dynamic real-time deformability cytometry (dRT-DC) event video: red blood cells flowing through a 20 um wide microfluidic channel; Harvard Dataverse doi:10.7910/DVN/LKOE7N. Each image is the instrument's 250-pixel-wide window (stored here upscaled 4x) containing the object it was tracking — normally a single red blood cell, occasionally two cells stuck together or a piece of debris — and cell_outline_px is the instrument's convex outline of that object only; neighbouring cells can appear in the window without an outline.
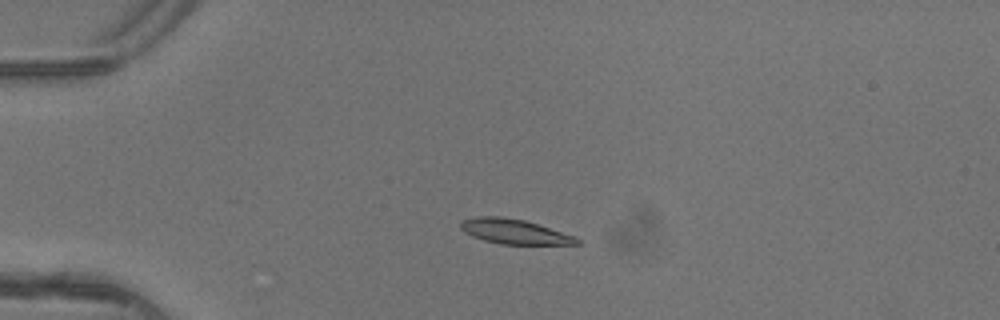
{"species": "common noctule bat (a hibernating species)", "species_latin": "Nyctalus noctula", "temperature_condition": "warm", "stored_images_in_passage": 5, "camera_frame_rate_fps": 3000, "um_per_image_px": 0.085, "animal": {"sex": "female"}, "frame": {"image": 1, "passage_image": 3, "time_ms": 0.667, "image_size_px": [1000, 320], "cell_outline_px": [[580, 244], [500, 244], [484, 240], [472, 236], [464, 232], [460, 228], [460, 224], [464, 220], [480, 216], [500, 216], [524, 220], [576, 236], [580, 240]], "centroid_in_image_um": [43.73, 19.69], "position_along_channel_um": 41.3, "area_um2": 16.65}}
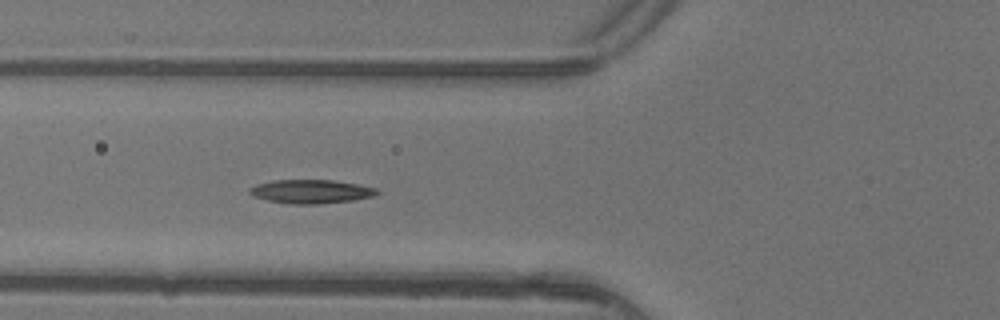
{"frame": {"image": 2, "passage_image": 5, "time_ms": 1.333, "image_size_px": [1000, 320], "cell_outline_px": [[380, 192], [376, 196], [352, 200], [320, 204], [288, 204], [268, 200], [252, 196], [248, 192], [248, 188], [256, 184], [272, 180], [332, 180], [356, 184], [376, 188]], "centroid_in_image_um": [26.41, 16.28], "position_along_channel_um": 99.4, "area_um2": 17.74}}